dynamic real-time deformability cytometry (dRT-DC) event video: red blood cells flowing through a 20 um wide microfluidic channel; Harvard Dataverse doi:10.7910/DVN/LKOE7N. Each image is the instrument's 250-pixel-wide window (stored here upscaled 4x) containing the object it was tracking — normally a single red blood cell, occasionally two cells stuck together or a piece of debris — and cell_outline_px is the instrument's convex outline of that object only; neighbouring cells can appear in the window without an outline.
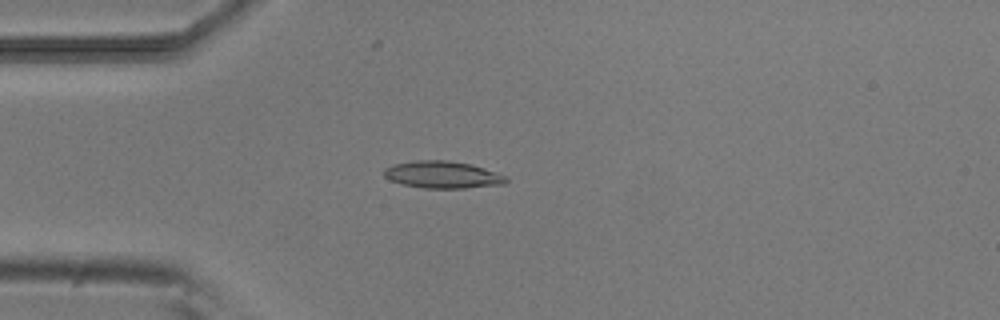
{"species": "common noctule bat (a hibernating species)", "species_latin": "Nyctalus noctula", "temperature_condition": "room temperature", "stored_images_in_passage": 39, "camera_frame_rate_fps": 3000, "um_per_image_px": 0.085, "animal": {"sex": "male", "body_mass_g": 20.5, "forearm_length_mm": 52.5}, "frame": {"image": 1, "passage_image": 1, "time_ms": 0.0, "image_size_px": [1000, 320], "cell_outline_px": [[508, 180], [504, 184], [464, 188], [424, 188], [404, 184], [392, 180], [384, 176], [384, 168], [392, 164], [412, 160], [448, 160], [472, 164], [508, 176]], "centroid_in_image_um": [37.63, 14.83], "position_along_channel_um": 47.4, "area_um2": 19.36}}
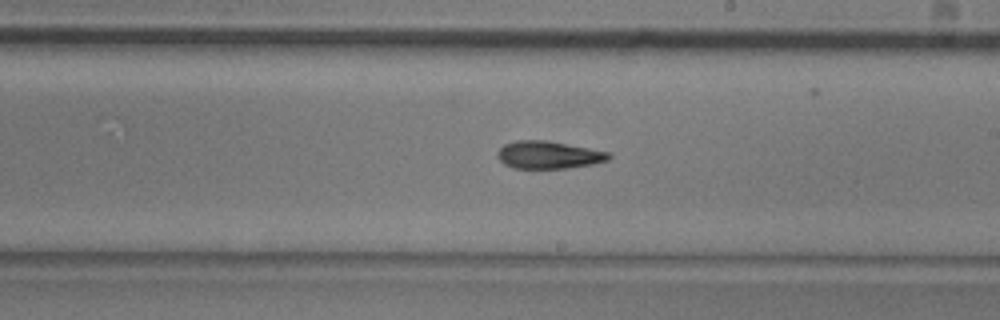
{"frame": {"image": 2, "passage_image": 17, "time_ms": 5.333, "image_size_px": [1000, 320], "cell_outline_px": [[612, 156], [608, 160], [592, 164], [568, 168], [512, 168], [504, 164], [496, 156], [496, 152], [504, 144], [516, 140], [544, 140], [588, 148], [608, 152]], "centroid_in_image_um": [46.58, 13.17], "position_along_channel_um": 242.4, "area_um2": 17.8}}
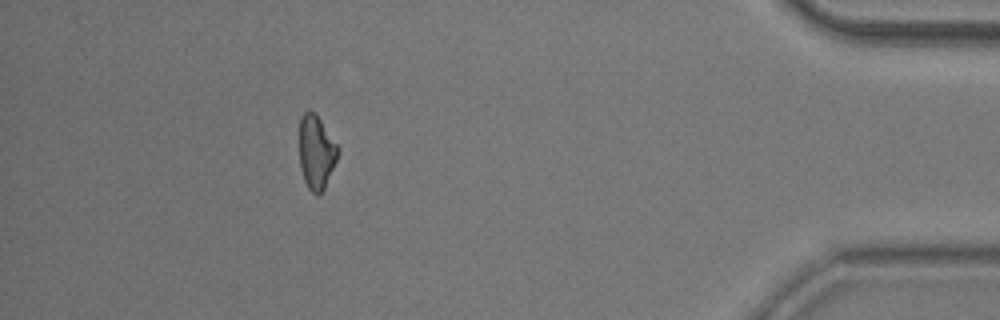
{"frame": {"image": 3, "passage_image": 34, "time_ms": 11.0, "image_size_px": [1000, 320], "cell_outline_px": [[340, 148], [336, 160], [324, 188], [320, 196], [316, 196], [308, 188], [304, 180], [300, 168], [300, 116], [304, 112], [316, 112]], "centroid_in_image_um": [26.89, 12.93], "position_along_channel_um": 408.3, "area_um2": 16.65}, "authors_computed_cell_mechanics": {"area_um2": 17.6868, "velocity_mm_per_s": 3.8951, "shape_relaxation_time_tau1_ms": 7.2926, "shape_relaxation_time_tau2_ms": null, "deformation_change_tau1": 0.1707, "deformation_change_tau2": null}}